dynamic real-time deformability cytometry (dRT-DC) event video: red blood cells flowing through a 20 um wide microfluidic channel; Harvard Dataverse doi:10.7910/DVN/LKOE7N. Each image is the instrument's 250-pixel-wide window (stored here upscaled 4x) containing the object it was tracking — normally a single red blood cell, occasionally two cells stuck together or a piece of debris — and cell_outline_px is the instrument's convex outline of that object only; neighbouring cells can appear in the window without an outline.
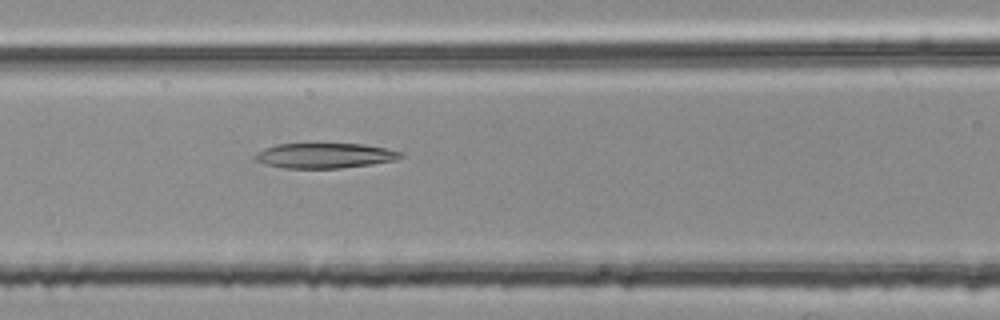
{"species": "common noctule bat (a hibernating species)", "species_latin": "Nyctalus noctula", "temperature_condition": "room temperature", "stored_images_in_passage": 54, "camera_frame_rate_fps": 3000, "um_per_image_px": 0.085, "animal": {"sex": "female", "body_mass_g": 25.1}, "frame": {"image": 1, "passage_image": 23, "time_ms": 7.333, "image_size_px": [1000, 320], "cell_outline_px": [[404, 156], [396, 160], [372, 164], [340, 168], [284, 168], [264, 164], [256, 160], [252, 156], [256, 152], [264, 148], [276, 144], [316, 140], [364, 144], [388, 148], [404, 152]], "centroid_in_image_um": [27.59, 13.16], "position_along_channel_um": 139.0, "area_um2": 22.77}}
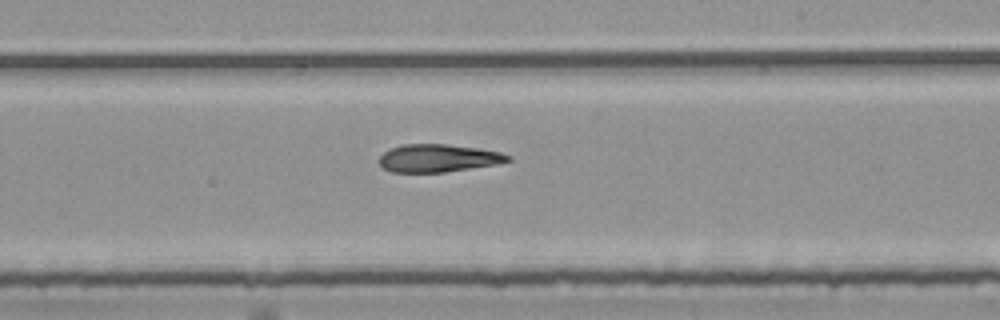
{"frame": {"image": 2, "passage_image": 32, "time_ms": 10.333, "image_size_px": [1000, 320], "cell_outline_px": [[512, 160], [496, 164], [444, 172], [392, 172], [384, 168], [376, 160], [388, 148], [404, 144], [448, 144], [476, 148], [500, 152], [512, 156]], "centroid_in_image_um": [37.21, 13.43], "position_along_channel_um": 251.8, "area_um2": 20.87}}
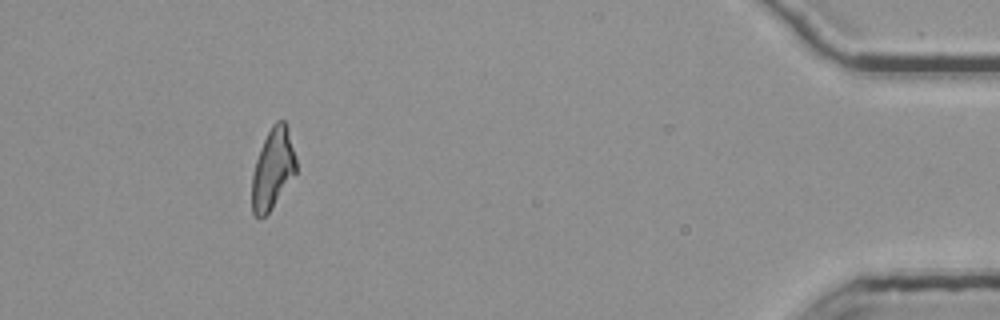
{"frame": {"image": 3, "passage_image": 50, "time_ms": 16.333, "image_size_px": [1000, 320], "cell_outline_px": [[296, 172], [268, 212], [264, 216], [256, 216], [252, 212], [252, 176], [256, 160], [260, 148], [272, 124], [276, 120], [284, 120], [288, 128], [296, 156]], "centroid_in_image_um": [23.19, 14.29], "position_along_channel_um": 412.0, "area_um2": 20.35}}